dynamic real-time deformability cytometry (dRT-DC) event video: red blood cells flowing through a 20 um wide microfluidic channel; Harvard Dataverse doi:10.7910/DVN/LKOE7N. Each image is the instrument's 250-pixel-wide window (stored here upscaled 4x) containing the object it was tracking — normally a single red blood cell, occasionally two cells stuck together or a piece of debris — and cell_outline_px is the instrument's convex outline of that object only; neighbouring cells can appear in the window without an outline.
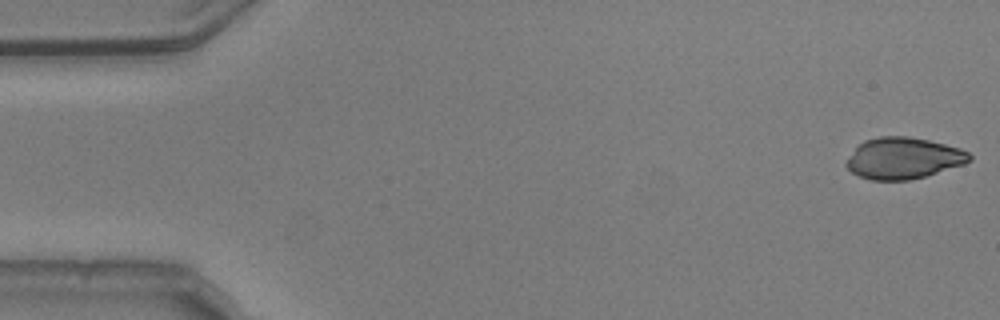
{"species": "common noctule bat (a hibernating species)", "species_latin": "Nyctalus noctula", "temperature_condition": "warm", "stored_images_in_passage": 7, "camera_frame_rate_fps": 3000, "um_per_image_px": 0.085, "animal": {"sex": "male", "body_mass_g": 20.5, "forearm_length_mm": 52.5}, "frame": {"image": 1, "passage_image": 1, "time_ms": 0.0, "image_size_px": [1000, 320], "cell_outline_px": [[972, 160], [964, 164], [924, 176], [908, 180], [872, 180], [860, 176], [852, 172], [844, 164], [856, 148], [864, 140], [880, 136], [908, 136], [928, 140], [960, 148], [968, 152], [972, 156]], "centroid_in_image_um": [76.8, 13.44], "position_along_channel_um": 8.2, "area_um2": 29.42}}